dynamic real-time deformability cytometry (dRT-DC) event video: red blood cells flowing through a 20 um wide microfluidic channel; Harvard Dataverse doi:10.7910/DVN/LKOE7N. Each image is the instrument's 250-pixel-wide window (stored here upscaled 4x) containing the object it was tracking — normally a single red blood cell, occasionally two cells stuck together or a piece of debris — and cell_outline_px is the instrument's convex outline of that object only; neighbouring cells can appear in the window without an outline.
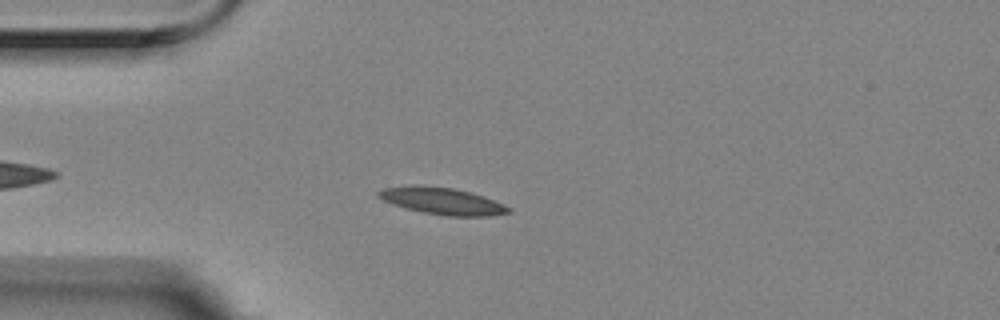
{"species": "Egyptian fruit bat (a non-hibernating species)", "species_latin": "Rousettus aegyptiacus", "temperature_condition": "room temperature", "stored_images_in_passage": 6, "camera_frame_rate_fps": 3000, "um_per_image_px": 0.085, "animal": {"sex": "female"}, "frame": {"image": 1, "passage_image": 4, "time_ms": 1.0, "image_size_px": [1000, 320], "cell_outline_px": [[512, 212], [488, 216], [448, 216], [424, 212], [392, 204], [376, 196], [376, 192], [384, 188], [412, 184], [416, 184], [452, 188], [472, 192], [484, 196], [504, 204], [512, 208]], "centroid_in_image_um": [37.6, 17.07], "position_along_channel_um": 47.4, "area_um2": 20.46}}
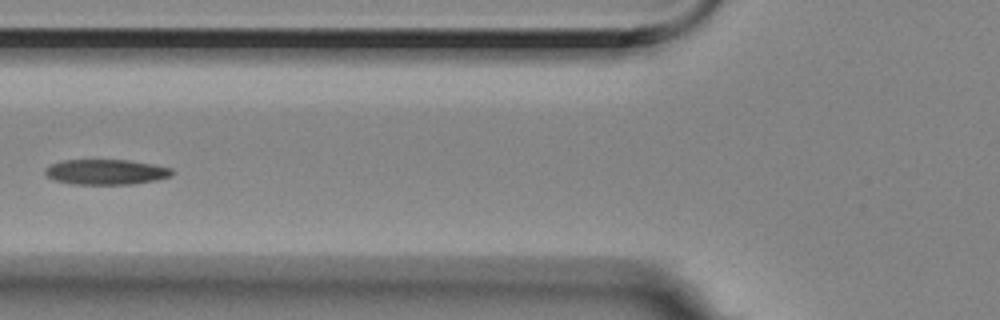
{"frame": {"image": 2, "passage_image": 6, "time_ms": 1.667, "image_size_px": [1000, 320], "cell_outline_px": [[172, 176], [156, 180], [132, 184], [72, 184], [56, 180], [48, 176], [44, 172], [44, 168], [52, 164], [64, 160], [128, 160], [152, 164], [172, 168]], "centroid_in_image_um": [9.02, 14.62], "position_along_channel_um": 116.8, "area_um2": 18.55}}